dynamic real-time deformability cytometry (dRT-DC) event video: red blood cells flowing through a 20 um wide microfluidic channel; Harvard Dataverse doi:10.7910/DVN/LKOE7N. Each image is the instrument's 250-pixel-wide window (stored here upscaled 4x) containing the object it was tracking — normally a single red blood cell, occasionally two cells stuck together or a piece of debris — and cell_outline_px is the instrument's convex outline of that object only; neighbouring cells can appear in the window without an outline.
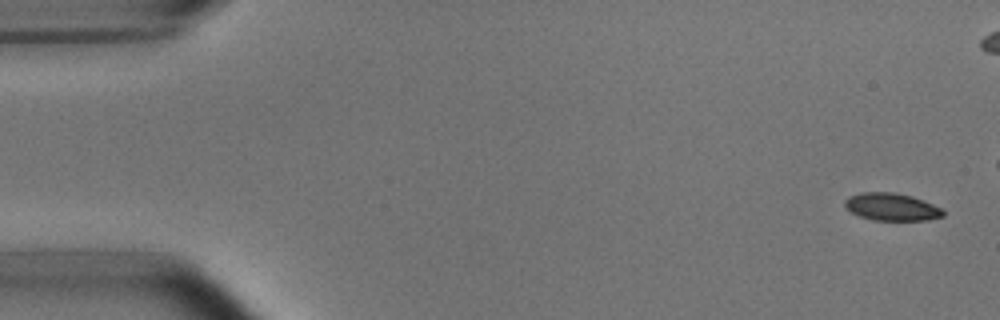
{"species": "common noctule bat (a hibernating species)", "species_latin": "Nyctalus noctula", "temperature_condition": "room temperature", "stored_images_in_passage": 54, "camera_frame_rate_fps": 3000, "um_per_image_px": 0.085, "animal": {"sex": "male", "body_mass_g": 15.6}, "frame": {"image": 1, "passage_image": 2, "time_ms": 0.333, "image_size_px": [1000, 320], "cell_outline_px": [[944, 216], [928, 220], [872, 220], [860, 216], [852, 212], [844, 204], [844, 200], [848, 196], [860, 192], [892, 192], [912, 196], [924, 200], [940, 208], [944, 212]], "centroid_in_image_um": [75.78, 17.58], "position_along_channel_um": 9.2, "area_um2": 15.72}}
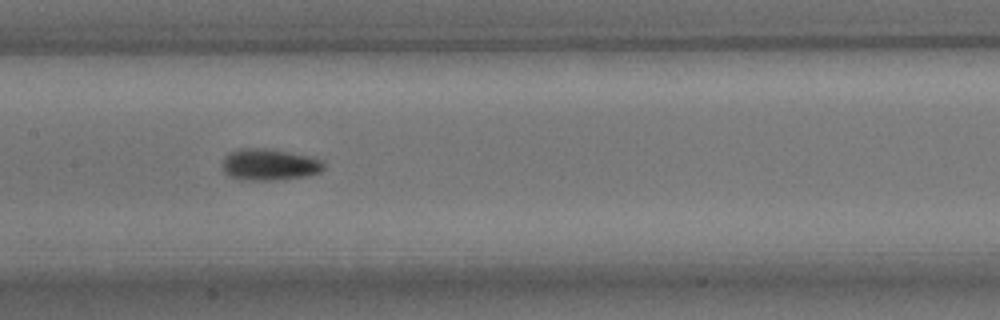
{"frame": {"image": 2, "passage_image": 26, "time_ms": 8.333, "image_size_px": [1000, 320], "cell_outline_px": [[324, 168], [320, 172], [308, 176], [276, 180], [244, 180], [228, 176], [224, 172], [220, 164], [224, 156], [228, 152], [240, 148], [268, 148], [312, 156], [324, 160]], "centroid_in_image_um": [22.88, 13.98], "position_along_channel_um": 184.5, "area_um2": 19.19}}
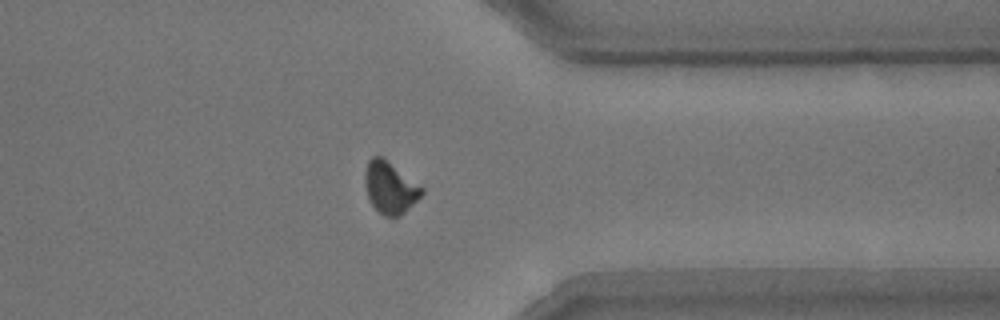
{"frame": {"image": 3, "passage_image": 42, "time_ms": 13.667, "image_size_px": [1000, 320], "cell_outline_px": [[424, 192], [400, 216], [384, 216], [372, 204], [368, 196], [364, 184], [364, 172], [368, 160], [372, 156], [380, 156], [424, 188]], "centroid_in_image_um": [33.12, 15.94], "position_along_channel_um": 378.3, "area_um2": 16.76}, "authors_computed_cell_mechanics": {"area_um2": 16.8487, "velocity_mm_per_s": 3.7701, "shape_relaxation_time_tau1_ms": 2.8683, "shape_relaxation_time_tau2_ms": null, "deformation_change_tau1": 0.0875, "deformation_change_tau2": null}}